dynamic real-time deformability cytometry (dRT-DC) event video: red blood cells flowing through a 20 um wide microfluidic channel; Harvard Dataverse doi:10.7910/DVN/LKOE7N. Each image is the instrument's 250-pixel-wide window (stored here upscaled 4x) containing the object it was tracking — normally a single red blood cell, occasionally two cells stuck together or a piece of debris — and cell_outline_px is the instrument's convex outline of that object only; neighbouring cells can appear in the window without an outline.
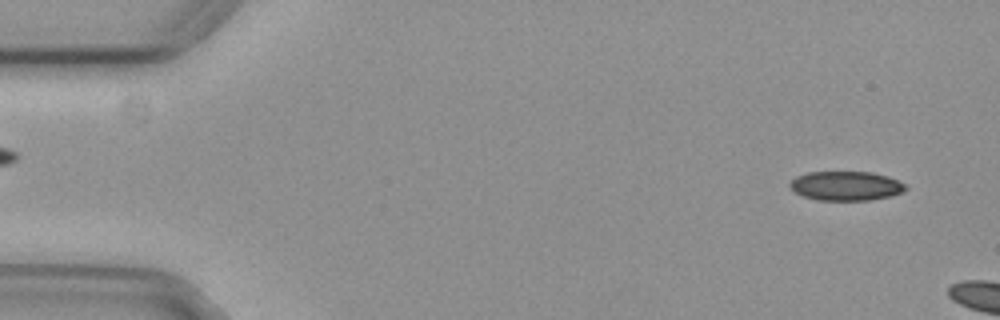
{"species": "common noctule bat (a hibernating species)", "species_latin": "Nyctalus noctula", "temperature_condition": "cold", "stored_images_in_passage": 12, "camera_frame_rate_fps": 3000, "um_per_image_px": 0.085, "animal": {"sex": "female", "body_mass_g": 29.2, "forearm_length_mm": 56.3}, "frame": {"image": 1, "passage_image": 3, "time_ms": 0.667, "image_size_px": [1000, 320], "cell_outline_px": [[908, 188], [904, 192], [872, 200], [816, 200], [804, 196], [796, 192], [788, 184], [796, 176], [808, 172], [872, 172], [888, 176], [904, 184]], "centroid_in_image_um": [71.91, 15.8], "position_along_channel_um": 13.1, "area_um2": 19.65}}